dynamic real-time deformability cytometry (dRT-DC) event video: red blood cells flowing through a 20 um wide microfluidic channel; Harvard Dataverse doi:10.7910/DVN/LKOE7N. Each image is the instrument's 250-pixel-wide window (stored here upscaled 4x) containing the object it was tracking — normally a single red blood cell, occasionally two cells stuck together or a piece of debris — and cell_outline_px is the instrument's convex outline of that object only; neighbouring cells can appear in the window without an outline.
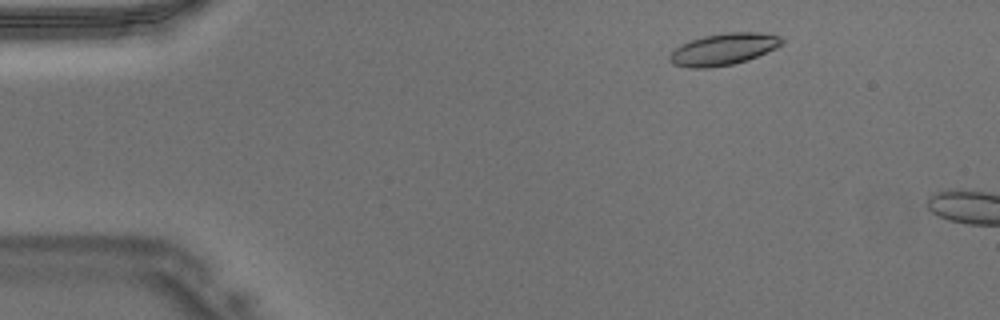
{"species": "Egyptian fruit bat (a non-hibernating species)", "species_latin": "Rousettus aegyptiacus", "temperature_condition": "warm", "stored_images_in_passage": 11, "camera_frame_rate_fps": 3000, "um_per_image_px": 0.085, "animal": {"sex": "male"}, "frame": {"image": 1, "passage_image": 4, "time_ms": 1.0, "image_size_px": [1000, 320], "cell_outline_px": [[784, 44], [776, 48], [748, 60], [732, 64], [708, 68], [688, 68], [672, 64], [668, 60], [668, 56], [676, 48], [692, 40], [704, 36], [728, 32], [760, 32], [780, 36], [784, 40]], "centroid_in_image_um": [61.52, 4.19], "position_along_channel_um": 23.5, "area_um2": 20.75}}